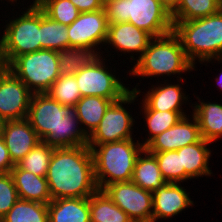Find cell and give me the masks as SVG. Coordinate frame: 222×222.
I'll return each mask as SVG.
<instances>
[{
	"mask_svg": "<svg viewBox=\"0 0 222 222\" xmlns=\"http://www.w3.org/2000/svg\"><path fill=\"white\" fill-rule=\"evenodd\" d=\"M91 222H133L103 190L89 197Z\"/></svg>",
	"mask_w": 222,
	"mask_h": 222,
	"instance_id": "d4e9b609",
	"label": "cell"
},
{
	"mask_svg": "<svg viewBox=\"0 0 222 222\" xmlns=\"http://www.w3.org/2000/svg\"><path fill=\"white\" fill-rule=\"evenodd\" d=\"M133 63L131 70H128L129 76H140L142 79L166 75L169 78L179 75L177 78L182 79V73L196 71L185 54L180 38L174 32L154 37L142 56Z\"/></svg>",
	"mask_w": 222,
	"mask_h": 222,
	"instance_id": "3957f363",
	"label": "cell"
},
{
	"mask_svg": "<svg viewBox=\"0 0 222 222\" xmlns=\"http://www.w3.org/2000/svg\"><path fill=\"white\" fill-rule=\"evenodd\" d=\"M104 60L106 62L107 59L101 56L93 64L79 70L75 78L82 97L101 96L115 102L124 97L130 89L119 77L116 78V74H112V67ZM108 67H111L110 70Z\"/></svg>",
	"mask_w": 222,
	"mask_h": 222,
	"instance_id": "30bf717a",
	"label": "cell"
},
{
	"mask_svg": "<svg viewBox=\"0 0 222 222\" xmlns=\"http://www.w3.org/2000/svg\"><path fill=\"white\" fill-rule=\"evenodd\" d=\"M152 39L153 37L149 33L135 27L132 23L121 22L109 24L105 43V46L107 44L108 46L105 51L108 53V47L111 45L112 48L114 47V50L117 49L116 52L119 50L123 55L131 53L129 61L132 63L131 60L137 61L142 56ZM133 54L138 55L137 59Z\"/></svg>",
	"mask_w": 222,
	"mask_h": 222,
	"instance_id": "9a60e30c",
	"label": "cell"
},
{
	"mask_svg": "<svg viewBox=\"0 0 222 222\" xmlns=\"http://www.w3.org/2000/svg\"><path fill=\"white\" fill-rule=\"evenodd\" d=\"M66 48H69L67 25L52 20L41 10L40 49L61 51Z\"/></svg>",
	"mask_w": 222,
	"mask_h": 222,
	"instance_id": "f1b7e54d",
	"label": "cell"
},
{
	"mask_svg": "<svg viewBox=\"0 0 222 222\" xmlns=\"http://www.w3.org/2000/svg\"><path fill=\"white\" fill-rule=\"evenodd\" d=\"M19 199L48 204L52 198L46 177L20 169L17 165L10 171Z\"/></svg>",
	"mask_w": 222,
	"mask_h": 222,
	"instance_id": "ffe728a7",
	"label": "cell"
},
{
	"mask_svg": "<svg viewBox=\"0 0 222 222\" xmlns=\"http://www.w3.org/2000/svg\"><path fill=\"white\" fill-rule=\"evenodd\" d=\"M117 1V0H100L101 5L104 7H106L108 4Z\"/></svg>",
	"mask_w": 222,
	"mask_h": 222,
	"instance_id": "ab89813d",
	"label": "cell"
},
{
	"mask_svg": "<svg viewBox=\"0 0 222 222\" xmlns=\"http://www.w3.org/2000/svg\"><path fill=\"white\" fill-rule=\"evenodd\" d=\"M62 105L75 106L82 98L75 75H60L47 92Z\"/></svg>",
	"mask_w": 222,
	"mask_h": 222,
	"instance_id": "d6a6232c",
	"label": "cell"
},
{
	"mask_svg": "<svg viewBox=\"0 0 222 222\" xmlns=\"http://www.w3.org/2000/svg\"><path fill=\"white\" fill-rule=\"evenodd\" d=\"M103 191L133 222H152V192L132 181L107 185Z\"/></svg>",
	"mask_w": 222,
	"mask_h": 222,
	"instance_id": "8fae6325",
	"label": "cell"
},
{
	"mask_svg": "<svg viewBox=\"0 0 222 222\" xmlns=\"http://www.w3.org/2000/svg\"><path fill=\"white\" fill-rule=\"evenodd\" d=\"M80 12H94L103 9L100 0H70Z\"/></svg>",
	"mask_w": 222,
	"mask_h": 222,
	"instance_id": "8d00e7d4",
	"label": "cell"
},
{
	"mask_svg": "<svg viewBox=\"0 0 222 222\" xmlns=\"http://www.w3.org/2000/svg\"><path fill=\"white\" fill-rule=\"evenodd\" d=\"M33 93H47L60 76L58 51L40 49L18 56L8 67Z\"/></svg>",
	"mask_w": 222,
	"mask_h": 222,
	"instance_id": "ba28073f",
	"label": "cell"
},
{
	"mask_svg": "<svg viewBox=\"0 0 222 222\" xmlns=\"http://www.w3.org/2000/svg\"><path fill=\"white\" fill-rule=\"evenodd\" d=\"M48 222H91L89 197L51 200L48 203Z\"/></svg>",
	"mask_w": 222,
	"mask_h": 222,
	"instance_id": "7402d4cb",
	"label": "cell"
},
{
	"mask_svg": "<svg viewBox=\"0 0 222 222\" xmlns=\"http://www.w3.org/2000/svg\"><path fill=\"white\" fill-rule=\"evenodd\" d=\"M41 0H34L32 4H37Z\"/></svg>",
	"mask_w": 222,
	"mask_h": 222,
	"instance_id": "7bdbcfd3",
	"label": "cell"
},
{
	"mask_svg": "<svg viewBox=\"0 0 222 222\" xmlns=\"http://www.w3.org/2000/svg\"><path fill=\"white\" fill-rule=\"evenodd\" d=\"M113 101L101 96H83L74 106L81 127L89 137L98 127L105 111Z\"/></svg>",
	"mask_w": 222,
	"mask_h": 222,
	"instance_id": "cb8c5ba5",
	"label": "cell"
},
{
	"mask_svg": "<svg viewBox=\"0 0 222 222\" xmlns=\"http://www.w3.org/2000/svg\"><path fill=\"white\" fill-rule=\"evenodd\" d=\"M18 200L11 173H0V218H3Z\"/></svg>",
	"mask_w": 222,
	"mask_h": 222,
	"instance_id": "e575fe53",
	"label": "cell"
},
{
	"mask_svg": "<svg viewBox=\"0 0 222 222\" xmlns=\"http://www.w3.org/2000/svg\"><path fill=\"white\" fill-rule=\"evenodd\" d=\"M7 1H8V2L11 1L12 3H13V2L17 3V0H7ZM1 2H2V0H1Z\"/></svg>",
	"mask_w": 222,
	"mask_h": 222,
	"instance_id": "b9f144b4",
	"label": "cell"
},
{
	"mask_svg": "<svg viewBox=\"0 0 222 222\" xmlns=\"http://www.w3.org/2000/svg\"><path fill=\"white\" fill-rule=\"evenodd\" d=\"M108 142L91 149L95 180L99 190L107 185L131 181L137 156L144 149L139 140Z\"/></svg>",
	"mask_w": 222,
	"mask_h": 222,
	"instance_id": "5b68a950",
	"label": "cell"
},
{
	"mask_svg": "<svg viewBox=\"0 0 222 222\" xmlns=\"http://www.w3.org/2000/svg\"><path fill=\"white\" fill-rule=\"evenodd\" d=\"M220 9V0H179L171 10V16L173 21H188L210 16Z\"/></svg>",
	"mask_w": 222,
	"mask_h": 222,
	"instance_id": "4316f807",
	"label": "cell"
},
{
	"mask_svg": "<svg viewBox=\"0 0 222 222\" xmlns=\"http://www.w3.org/2000/svg\"><path fill=\"white\" fill-rule=\"evenodd\" d=\"M108 26L104 8L94 12H81L78 18L67 26L69 48H98L100 52V47L106 43Z\"/></svg>",
	"mask_w": 222,
	"mask_h": 222,
	"instance_id": "7c38bea8",
	"label": "cell"
},
{
	"mask_svg": "<svg viewBox=\"0 0 222 222\" xmlns=\"http://www.w3.org/2000/svg\"><path fill=\"white\" fill-rule=\"evenodd\" d=\"M2 219L3 222H48V204L19 199Z\"/></svg>",
	"mask_w": 222,
	"mask_h": 222,
	"instance_id": "f546056e",
	"label": "cell"
},
{
	"mask_svg": "<svg viewBox=\"0 0 222 222\" xmlns=\"http://www.w3.org/2000/svg\"><path fill=\"white\" fill-rule=\"evenodd\" d=\"M32 95L10 69L0 66V117L4 121L27 118Z\"/></svg>",
	"mask_w": 222,
	"mask_h": 222,
	"instance_id": "4fadbf2b",
	"label": "cell"
},
{
	"mask_svg": "<svg viewBox=\"0 0 222 222\" xmlns=\"http://www.w3.org/2000/svg\"><path fill=\"white\" fill-rule=\"evenodd\" d=\"M46 180L52 200L96 193L99 189L91 149L87 145L54 148Z\"/></svg>",
	"mask_w": 222,
	"mask_h": 222,
	"instance_id": "6da1fadb",
	"label": "cell"
},
{
	"mask_svg": "<svg viewBox=\"0 0 222 222\" xmlns=\"http://www.w3.org/2000/svg\"><path fill=\"white\" fill-rule=\"evenodd\" d=\"M0 135L14 165L41 141L27 118L4 121Z\"/></svg>",
	"mask_w": 222,
	"mask_h": 222,
	"instance_id": "2e32d148",
	"label": "cell"
},
{
	"mask_svg": "<svg viewBox=\"0 0 222 222\" xmlns=\"http://www.w3.org/2000/svg\"><path fill=\"white\" fill-rule=\"evenodd\" d=\"M159 169L167 183H181V153L177 150L155 152Z\"/></svg>",
	"mask_w": 222,
	"mask_h": 222,
	"instance_id": "836d02e7",
	"label": "cell"
},
{
	"mask_svg": "<svg viewBox=\"0 0 222 222\" xmlns=\"http://www.w3.org/2000/svg\"><path fill=\"white\" fill-rule=\"evenodd\" d=\"M14 164L6 148L5 141L0 135V173H8L14 168Z\"/></svg>",
	"mask_w": 222,
	"mask_h": 222,
	"instance_id": "d590c367",
	"label": "cell"
},
{
	"mask_svg": "<svg viewBox=\"0 0 222 222\" xmlns=\"http://www.w3.org/2000/svg\"><path fill=\"white\" fill-rule=\"evenodd\" d=\"M184 79H177V84L169 83L164 79V84L153 85L151 89L145 93V98L142 99L141 110H156V111H185L182 106L186 104L188 100V95L184 93V89L180 86ZM168 81V82H166ZM183 91V92H182ZM184 109V110H183Z\"/></svg>",
	"mask_w": 222,
	"mask_h": 222,
	"instance_id": "ac0fdd59",
	"label": "cell"
},
{
	"mask_svg": "<svg viewBox=\"0 0 222 222\" xmlns=\"http://www.w3.org/2000/svg\"><path fill=\"white\" fill-rule=\"evenodd\" d=\"M211 142L203 138L196 143L186 145L177 150L181 153V182L195 177L213 176L209 167L211 150L208 147Z\"/></svg>",
	"mask_w": 222,
	"mask_h": 222,
	"instance_id": "d6986e66",
	"label": "cell"
},
{
	"mask_svg": "<svg viewBox=\"0 0 222 222\" xmlns=\"http://www.w3.org/2000/svg\"><path fill=\"white\" fill-rule=\"evenodd\" d=\"M37 6L52 20L67 26L81 13L70 0H41Z\"/></svg>",
	"mask_w": 222,
	"mask_h": 222,
	"instance_id": "1f68e13d",
	"label": "cell"
},
{
	"mask_svg": "<svg viewBox=\"0 0 222 222\" xmlns=\"http://www.w3.org/2000/svg\"><path fill=\"white\" fill-rule=\"evenodd\" d=\"M169 9H173L179 0H161Z\"/></svg>",
	"mask_w": 222,
	"mask_h": 222,
	"instance_id": "74e56055",
	"label": "cell"
},
{
	"mask_svg": "<svg viewBox=\"0 0 222 222\" xmlns=\"http://www.w3.org/2000/svg\"><path fill=\"white\" fill-rule=\"evenodd\" d=\"M27 120L40 140L55 148L88 144L75 107L60 104L48 93L32 95Z\"/></svg>",
	"mask_w": 222,
	"mask_h": 222,
	"instance_id": "7a4b0ae2",
	"label": "cell"
},
{
	"mask_svg": "<svg viewBox=\"0 0 222 222\" xmlns=\"http://www.w3.org/2000/svg\"><path fill=\"white\" fill-rule=\"evenodd\" d=\"M54 148L55 147L40 141V143L29 151L16 165L20 169L29 171L35 175L46 177Z\"/></svg>",
	"mask_w": 222,
	"mask_h": 222,
	"instance_id": "4dcf8cb0",
	"label": "cell"
},
{
	"mask_svg": "<svg viewBox=\"0 0 222 222\" xmlns=\"http://www.w3.org/2000/svg\"><path fill=\"white\" fill-rule=\"evenodd\" d=\"M215 61V63H217L216 61H218L219 63L222 62V59L221 60H213ZM216 79V82H217V85L219 86V88L222 90V72L219 74V76L215 77Z\"/></svg>",
	"mask_w": 222,
	"mask_h": 222,
	"instance_id": "f35d334b",
	"label": "cell"
},
{
	"mask_svg": "<svg viewBox=\"0 0 222 222\" xmlns=\"http://www.w3.org/2000/svg\"><path fill=\"white\" fill-rule=\"evenodd\" d=\"M26 9L4 26L0 39V66L8 67L18 56L40 50L41 9L37 4Z\"/></svg>",
	"mask_w": 222,
	"mask_h": 222,
	"instance_id": "52a82bcc",
	"label": "cell"
},
{
	"mask_svg": "<svg viewBox=\"0 0 222 222\" xmlns=\"http://www.w3.org/2000/svg\"><path fill=\"white\" fill-rule=\"evenodd\" d=\"M173 32L180 38L188 60L194 65L222 59V9L210 16L173 21ZM198 59V60H197Z\"/></svg>",
	"mask_w": 222,
	"mask_h": 222,
	"instance_id": "277c9868",
	"label": "cell"
},
{
	"mask_svg": "<svg viewBox=\"0 0 222 222\" xmlns=\"http://www.w3.org/2000/svg\"><path fill=\"white\" fill-rule=\"evenodd\" d=\"M102 55L103 53L95 48H66L58 51L60 75H75Z\"/></svg>",
	"mask_w": 222,
	"mask_h": 222,
	"instance_id": "484cf974",
	"label": "cell"
},
{
	"mask_svg": "<svg viewBox=\"0 0 222 222\" xmlns=\"http://www.w3.org/2000/svg\"><path fill=\"white\" fill-rule=\"evenodd\" d=\"M131 181L144 190L151 192H154L166 183L156 157L145 148L136 158Z\"/></svg>",
	"mask_w": 222,
	"mask_h": 222,
	"instance_id": "603a6c76",
	"label": "cell"
},
{
	"mask_svg": "<svg viewBox=\"0 0 222 222\" xmlns=\"http://www.w3.org/2000/svg\"><path fill=\"white\" fill-rule=\"evenodd\" d=\"M181 183H165L152 192L153 218L152 222L170 219L186 208L193 207L194 201Z\"/></svg>",
	"mask_w": 222,
	"mask_h": 222,
	"instance_id": "e0dca14e",
	"label": "cell"
},
{
	"mask_svg": "<svg viewBox=\"0 0 222 222\" xmlns=\"http://www.w3.org/2000/svg\"><path fill=\"white\" fill-rule=\"evenodd\" d=\"M182 117L174 126L154 137L144 148L149 153L178 150L202 139L199 124L192 114Z\"/></svg>",
	"mask_w": 222,
	"mask_h": 222,
	"instance_id": "5bb4252c",
	"label": "cell"
},
{
	"mask_svg": "<svg viewBox=\"0 0 222 222\" xmlns=\"http://www.w3.org/2000/svg\"><path fill=\"white\" fill-rule=\"evenodd\" d=\"M104 9L108 24L129 22L153 38L173 32L171 9L161 0H117Z\"/></svg>",
	"mask_w": 222,
	"mask_h": 222,
	"instance_id": "8992f818",
	"label": "cell"
},
{
	"mask_svg": "<svg viewBox=\"0 0 222 222\" xmlns=\"http://www.w3.org/2000/svg\"><path fill=\"white\" fill-rule=\"evenodd\" d=\"M144 117L145 127L148 129V138L142 141L145 147L154 137L174 126L182 117L187 116L185 111H156L140 110Z\"/></svg>",
	"mask_w": 222,
	"mask_h": 222,
	"instance_id": "83f0119b",
	"label": "cell"
},
{
	"mask_svg": "<svg viewBox=\"0 0 222 222\" xmlns=\"http://www.w3.org/2000/svg\"><path fill=\"white\" fill-rule=\"evenodd\" d=\"M137 87L138 85L132 88L120 100L112 102L109 105L98 127L88 137L87 146L134 139L132 135L134 128L132 127H134L135 120L125 106L126 104H134L135 100L138 101V96H140L142 91Z\"/></svg>",
	"mask_w": 222,
	"mask_h": 222,
	"instance_id": "9c48e42d",
	"label": "cell"
},
{
	"mask_svg": "<svg viewBox=\"0 0 222 222\" xmlns=\"http://www.w3.org/2000/svg\"><path fill=\"white\" fill-rule=\"evenodd\" d=\"M3 122H4V120L0 117V131H1V128L3 126Z\"/></svg>",
	"mask_w": 222,
	"mask_h": 222,
	"instance_id": "60d3db41",
	"label": "cell"
},
{
	"mask_svg": "<svg viewBox=\"0 0 222 222\" xmlns=\"http://www.w3.org/2000/svg\"><path fill=\"white\" fill-rule=\"evenodd\" d=\"M196 98L199 103H192V114L198 121L201 136L211 143L217 142L222 137V103L204 102L198 96Z\"/></svg>",
	"mask_w": 222,
	"mask_h": 222,
	"instance_id": "44dd1931",
	"label": "cell"
}]
</instances>
